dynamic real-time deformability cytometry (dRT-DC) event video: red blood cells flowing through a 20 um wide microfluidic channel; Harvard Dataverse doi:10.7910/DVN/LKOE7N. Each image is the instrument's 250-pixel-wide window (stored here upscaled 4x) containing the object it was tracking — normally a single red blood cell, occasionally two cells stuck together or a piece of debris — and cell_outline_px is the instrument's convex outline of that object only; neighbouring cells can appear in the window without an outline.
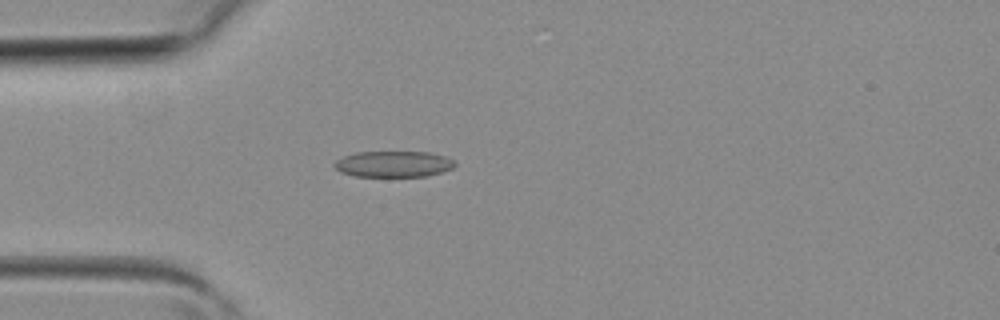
{"species": "common noctule bat (a hibernating species)", "species_latin": "Nyctalus noctula", "temperature_condition": "room temperature", "stored_images_in_passage": 4, "camera_frame_rate_fps": 3000, "um_per_image_px": 0.085, "animal": {"sex": "female", "body_mass_g": 19.3, "forearm_length_mm": 54.1}, "frame": {"image": 1, "passage_image": 4, "time_ms": 1.0, "image_size_px": [1000, 320], "cell_outline_px": [[456, 164], [452, 168], [428, 176], [356, 176], [340, 172], [332, 164], [336, 160], [344, 156], [356, 152], [428, 152], [444, 156], [456, 160]], "centroid_in_image_um": [33.45, 13.94], "position_along_channel_um": 51.6, "area_um2": 18.26}}